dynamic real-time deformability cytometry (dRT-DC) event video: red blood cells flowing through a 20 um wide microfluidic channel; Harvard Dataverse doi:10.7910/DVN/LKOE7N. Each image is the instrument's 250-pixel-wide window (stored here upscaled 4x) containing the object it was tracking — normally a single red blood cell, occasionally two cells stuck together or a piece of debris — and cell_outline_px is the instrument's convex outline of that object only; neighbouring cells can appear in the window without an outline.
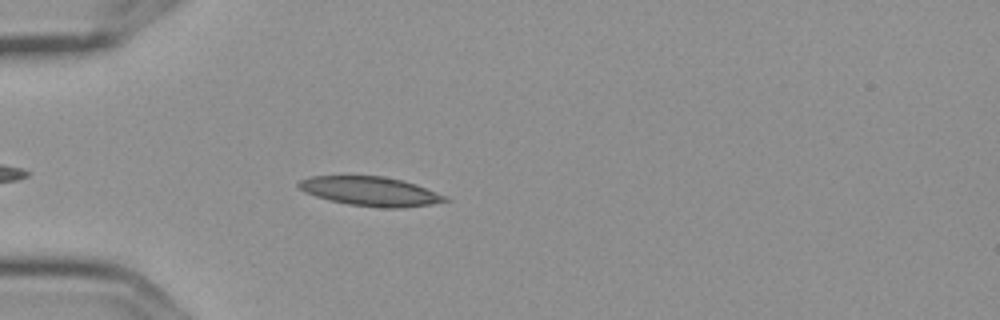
{"species": "Egyptian fruit bat (a non-hibernating species)", "species_latin": "Rousettus aegyptiacus", "temperature_condition": "cold", "stored_images_in_passage": 5, "camera_frame_rate_fps": 3000, "um_per_image_px": 0.085, "frame": {"image": 1, "passage_image": 4, "time_ms": 1.0, "image_size_px": [1000, 320], "cell_outline_px": [[452, 200], [432, 204], [400, 208], [384, 208], [348, 204], [328, 200], [304, 192], [296, 184], [300, 180], [312, 176], [384, 176], [416, 184], [448, 196]], "centroid_in_image_um": [31.52, 16.27], "position_along_channel_um": 53.5, "area_um2": 24.97}}